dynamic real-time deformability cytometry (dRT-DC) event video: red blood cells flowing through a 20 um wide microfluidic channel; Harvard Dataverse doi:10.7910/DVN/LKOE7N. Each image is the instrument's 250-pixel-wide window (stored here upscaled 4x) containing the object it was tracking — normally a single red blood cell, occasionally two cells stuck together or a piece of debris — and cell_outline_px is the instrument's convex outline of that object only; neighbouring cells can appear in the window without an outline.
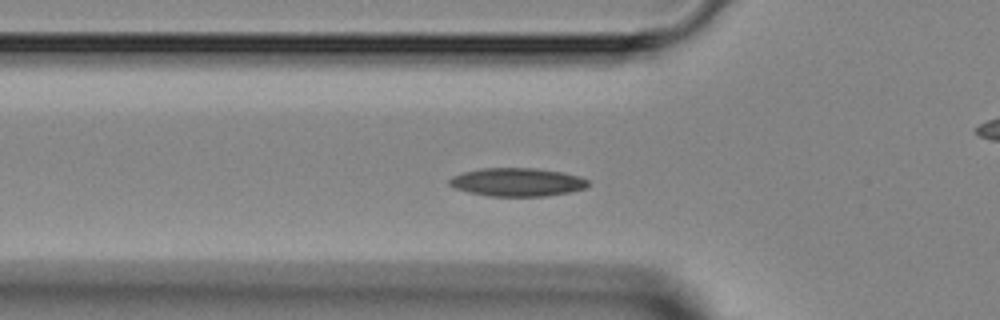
{"species": "Egyptian fruit bat (a non-hibernating species)", "species_latin": "Rousettus aegyptiacus", "temperature_condition": "room temperature", "stored_images_in_passage": 40, "camera_frame_rate_fps": 3000, "um_per_image_px": 0.085, "animal": {"sex": "female"}, "frame": {"image": 1, "passage_image": 8, "time_ms": 2.333, "image_size_px": [1000, 320], "cell_outline_px": [[588, 184], [584, 188], [568, 192], [544, 196], [488, 196], [468, 192], [456, 188], [448, 184], [448, 180], [452, 176], [464, 172], [480, 168], [536, 168], [560, 172], [580, 176], [588, 180]], "centroid_in_image_um": [43.92, 15.47], "position_along_channel_um": 81.9, "area_um2": 22.77}}
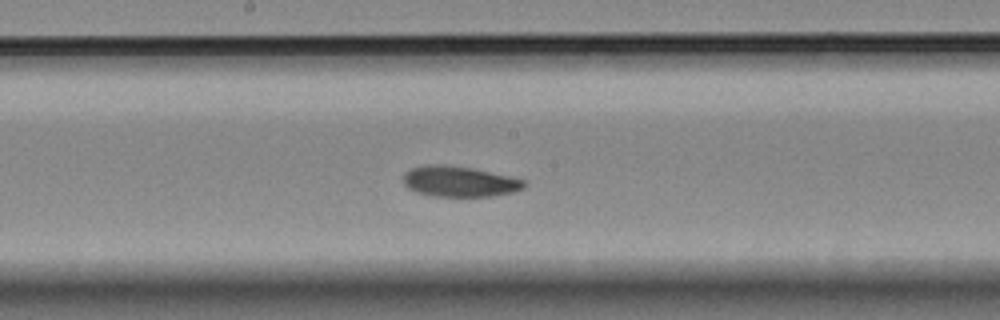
{"frame": {"image": 2, "passage_image": 17, "time_ms": 5.333, "image_size_px": [1000, 320], "cell_outline_px": [[524, 188], [512, 192], [492, 196], [432, 196], [416, 192], [408, 188], [404, 184], [404, 172], [420, 164], [448, 164], [472, 168], [508, 176], [524, 180]], "centroid_in_image_um": [38.99, 15.41], "position_along_channel_um": 209.2, "area_um2": 21.56}}
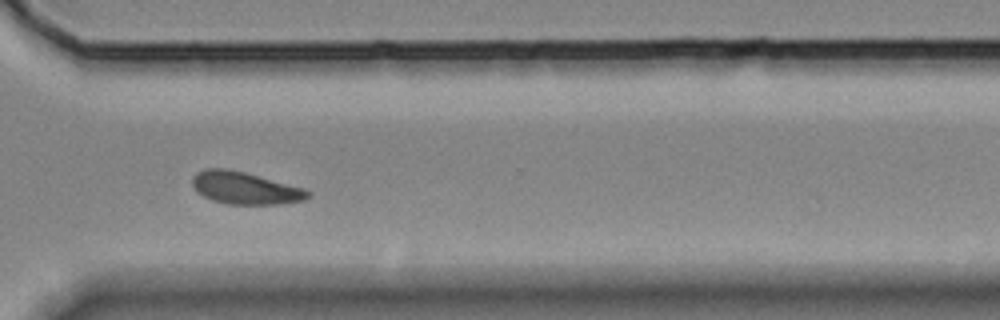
{"frame": {"image": 3, "passage_image": 27, "time_ms": 8.667, "image_size_px": [1000, 320], "cell_outline_px": [[312, 196], [304, 200], [276, 204], [228, 204], [212, 200], [196, 192], [192, 184], [192, 180], [196, 172], [204, 168], [228, 168], [244, 172], [304, 188], [312, 192]], "centroid_in_image_um": [20.82, 15.98], "position_along_channel_um": 349.8, "area_um2": 21.79}}